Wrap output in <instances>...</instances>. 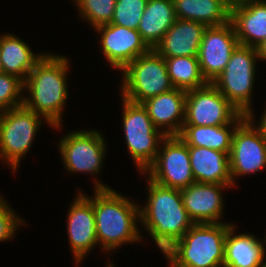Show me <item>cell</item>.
Instances as JSON below:
<instances>
[{"label": "cell", "instance_id": "1", "mask_svg": "<svg viewBox=\"0 0 266 267\" xmlns=\"http://www.w3.org/2000/svg\"><path fill=\"white\" fill-rule=\"evenodd\" d=\"M69 59L45 53L24 81L29 97L23 105L39 114L51 127H61L62 112L68 97L67 72Z\"/></svg>", "mask_w": 266, "mask_h": 267}, {"label": "cell", "instance_id": "2", "mask_svg": "<svg viewBox=\"0 0 266 267\" xmlns=\"http://www.w3.org/2000/svg\"><path fill=\"white\" fill-rule=\"evenodd\" d=\"M92 205L95 214L97 241L103 250L115 251L124 243L141 240L136 226L140 221V207L108 185L96 180Z\"/></svg>", "mask_w": 266, "mask_h": 267}, {"label": "cell", "instance_id": "3", "mask_svg": "<svg viewBox=\"0 0 266 267\" xmlns=\"http://www.w3.org/2000/svg\"><path fill=\"white\" fill-rule=\"evenodd\" d=\"M148 199L140 208V221L164 253L195 224L189 217L179 189L148 178Z\"/></svg>", "mask_w": 266, "mask_h": 267}, {"label": "cell", "instance_id": "4", "mask_svg": "<svg viewBox=\"0 0 266 267\" xmlns=\"http://www.w3.org/2000/svg\"><path fill=\"white\" fill-rule=\"evenodd\" d=\"M232 224H194L163 254L170 267H216L224 264L226 234Z\"/></svg>", "mask_w": 266, "mask_h": 267}, {"label": "cell", "instance_id": "5", "mask_svg": "<svg viewBox=\"0 0 266 267\" xmlns=\"http://www.w3.org/2000/svg\"><path fill=\"white\" fill-rule=\"evenodd\" d=\"M258 59L256 48L238 44L224 70L212 82L219 92L245 115L252 111V90Z\"/></svg>", "mask_w": 266, "mask_h": 267}, {"label": "cell", "instance_id": "6", "mask_svg": "<svg viewBox=\"0 0 266 267\" xmlns=\"http://www.w3.org/2000/svg\"><path fill=\"white\" fill-rule=\"evenodd\" d=\"M122 72L121 96L134 103H142L174 88L165 59L154 49L137 57Z\"/></svg>", "mask_w": 266, "mask_h": 267}, {"label": "cell", "instance_id": "7", "mask_svg": "<svg viewBox=\"0 0 266 267\" xmlns=\"http://www.w3.org/2000/svg\"><path fill=\"white\" fill-rule=\"evenodd\" d=\"M121 99L127 148L137 168L139 167L138 170L145 174L146 169L154 162L158 147L166 135L155 127L142 103Z\"/></svg>", "mask_w": 266, "mask_h": 267}, {"label": "cell", "instance_id": "8", "mask_svg": "<svg viewBox=\"0 0 266 267\" xmlns=\"http://www.w3.org/2000/svg\"><path fill=\"white\" fill-rule=\"evenodd\" d=\"M43 118L24 105L0 112V158L17 171L31 148Z\"/></svg>", "mask_w": 266, "mask_h": 267}, {"label": "cell", "instance_id": "9", "mask_svg": "<svg viewBox=\"0 0 266 267\" xmlns=\"http://www.w3.org/2000/svg\"><path fill=\"white\" fill-rule=\"evenodd\" d=\"M163 142V143H162ZM147 177L159 185L183 189L195 182L190 164L189 146L179 136H166Z\"/></svg>", "mask_w": 266, "mask_h": 267}, {"label": "cell", "instance_id": "10", "mask_svg": "<svg viewBox=\"0 0 266 267\" xmlns=\"http://www.w3.org/2000/svg\"><path fill=\"white\" fill-rule=\"evenodd\" d=\"M254 111L236 127L229 155L230 174L235 177L256 173L266 166V139L254 124Z\"/></svg>", "mask_w": 266, "mask_h": 267}, {"label": "cell", "instance_id": "11", "mask_svg": "<svg viewBox=\"0 0 266 267\" xmlns=\"http://www.w3.org/2000/svg\"><path fill=\"white\" fill-rule=\"evenodd\" d=\"M241 113L212 84L186 93L184 126H220Z\"/></svg>", "mask_w": 266, "mask_h": 267}, {"label": "cell", "instance_id": "12", "mask_svg": "<svg viewBox=\"0 0 266 267\" xmlns=\"http://www.w3.org/2000/svg\"><path fill=\"white\" fill-rule=\"evenodd\" d=\"M105 145V138L97 130L70 132L59 142L64 167L70 173H100L106 156Z\"/></svg>", "mask_w": 266, "mask_h": 267}, {"label": "cell", "instance_id": "13", "mask_svg": "<svg viewBox=\"0 0 266 267\" xmlns=\"http://www.w3.org/2000/svg\"><path fill=\"white\" fill-rule=\"evenodd\" d=\"M238 44L230 21L205 29L197 57L201 73L208 83H212L224 70Z\"/></svg>", "mask_w": 266, "mask_h": 267}, {"label": "cell", "instance_id": "14", "mask_svg": "<svg viewBox=\"0 0 266 267\" xmlns=\"http://www.w3.org/2000/svg\"><path fill=\"white\" fill-rule=\"evenodd\" d=\"M95 30L101 34L103 55L114 69L122 71L137 57L151 50L137 30L112 23L98 26Z\"/></svg>", "mask_w": 266, "mask_h": 267}, {"label": "cell", "instance_id": "15", "mask_svg": "<svg viewBox=\"0 0 266 267\" xmlns=\"http://www.w3.org/2000/svg\"><path fill=\"white\" fill-rule=\"evenodd\" d=\"M78 193L67 215L68 239L76 264L98 244L92 197Z\"/></svg>", "mask_w": 266, "mask_h": 267}, {"label": "cell", "instance_id": "16", "mask_svg": "<svg viewBox=\"0 0 266 267\" xmlns=\"http://www.w3.org/2000/svg\"><path fill=\"white\" fill-rule=\"evenodd\" d=\"M233 185L194 182L180 190L183 205L195 224L221 223L223 217V191Z\"/></svg>", "mask_w": 266, "mask_h": 267}, {"label": "cell", "instance_id": "17", "mask_svg": "<svg viewBox=\"0 0 266 267\" xmlns=\"http://www.w3.org/2000/svg\"><path fill=\"white\" fill-rule=\"evenodd\" d=\"M186 93L187 91L182 89L173 88L142 102L152 123L158 130L162 129V133L166 136H179L182 131Z\"/></svg>", "mask_w": 266, "mask_h": 267}, {"label": "cell", "instance_id": "18", "mask_svg": "<svg viewBox=\"0 0 266 267\" xmlns=\"http://www.w3.org/2000/svg\"><path fill=\"white\" fill-rule=\"evenodd\" d=\"M230 22L239 44L257 48L266 39V0H246L231 7Z\"/></svg>", "mask_w": 266, "mask_h": 267}, {"label": "cell", "instance_id": "19", "mask_svg": "<svg viewBox=\"0 0 266 267\" xmlns=\"http://www.w3.org/2000/svg\"><path fill=\"white\" fill-rule=\"evenodd\" d=\"M206 28L203 23L177 18L154 50L163 58L198 56Z\"/></svg>", "mask_w": 266, "mask_h": 267}, {"label": "cell", "instance_id": "20", "mask_svg": "<svg viewBox=\"0 0 266 267\" xmlns=\"http://www.w3.org/2000/svg\"><path fill=\"white\" fill-rule=\"evenodd\" d=\"M189 154L195 182L233 185L227 153L206 147L189 146Z\"/></svg>", "mask_w": 266, "mask_h": 267}, {"label": "cell", "instance_id": "21", "mask_svg": "<svg viewBox=\"0 0 266 267\" xmlns=\"http://www.w3.org/2000/svg\"><path fill=\"white\" fill-rule=\"evenodd\" d=\"M232 225L225 239L224 265L228 267H265V245L253 234L235 235Z\"/></svg>", "mask_w": 266, "mask_h": 267}, {"label": "cell", "instance_id": "22", "mask_svg": "<svg viewBox=\"0 0 266 267\" xmlns=\"http://www.w3.org/2000/svg\"><path fill=\"white\" fill-rule=\"evenodd\" d=\"M246 117L247 115L241 113L232 123L227 125L183 126L179 137L188 146L206 147L230 155L234 131Z\"/></svg>", "mask_w": 266, "mask_h": 267}, {"label": "cell", "instance_id": "23", "mask_svg": "<svg viewBox=\"0 0 266 267\" xmlns=\"http://www.w3.org/2000/svg\"><path fill=\"white\" fill-rule=\"evenodd\" d=\"M176 19L172 0H148L137 31L154 49Z\"/></svg>", "mask_w": 266, "mask_h": 267}, {"label": "cell", "instance_id": "24", "mask_svg": "<svg viewBox=\"0 0 266 267\" xmlns=\"http://www.w3.org/2000/svg\"><path fill=\"white\" fill-rule=\"evenodd\" d=\"M34 54L29 45L14 34L0 36V61L4 73L26 80L35 64L44 56Z\"/></svg>", "mask_w": 266, "mask_h": 267}, {"label": "cell", "instance_id": "25", "mask_svg": "<svg viewBox=\"0 0 266 267\" xmlns=\"http://www.w3.org/2000/svg\"><path fill=\"white\" fill-rule=\"evenodd\" d=\"M178 19L191 20L207 27L230 21V6L223 0H172Z\"/></svg>", "mask_w": 266, "mask_h": 267}, {"label": "cell", "instance_id": "26", "mask_svg": "<svg viewBox=\"0 0 266 267\" xmlns=\"http://www.w3.org/2000/svg\"><path fill=\"white\" fill-rule=\"evenodd\" d=\"M174 88L189 91L208 84L203 77L197 56L164 58Z\"/></svg>", "mask_w": 266, "mask_h": 267}, {"label": "cell", "instance_id": "27", "mask_svg": "<svg viewBox=\"0 0 266 267\" xmlns=\"http://www.w3.org/2000/svg\"><path fill=\"white\" fill-rule=\"evenodd\" d=\"M77 9L94 29L111 23L116 0H74Z\"/></svg>", "mask_w": 266, "mask_h": 267}, {"label": "cell", "instance_id": "28", "mask_svg": "<svg viewBox=\"0 0 266 267\" xmlns=\"http://www.w3.org/2000/svg\"><path fill=\"white\" fill-rule=\"evenodd\" d=\"M148 0H116L111 23L137 30Z\"/></svg>", "mask_w": 266, "mask_h": 267}, {"label": "cell", "instance_id": "29", "mask_svg": "<svg viewBox=\"0 0 266 267\" xmlns=\"http://www.w3.org/2000/svg\"><path fill=\"white\" fill-rule=\"evenodd\" d=\"M24 81L19 77L3 73L0 74V112L23 105Z\"/></svg>", "mask_w": 266, "mask_h": 267}, {"label": "cell", "instance_id": "30", "mask_svg": "<svg viewBox=\"0 0 266 267\" xmlns=\"http://www.w3.org/2000/svg\"><path fill=\"white\" fill-rule=\"evenodd\" d=\"M23 223L24 221L14 213L0 194V242L13 238L15 230L19 229L21 224L24 225Z\"/></svg>", "mask_w": 266, "mask_h": 267}, {"label": "cell", "instance_id": "31", "mask_svg": "<svg viewBox=\"0 0 266 267\" xmlns=\"http://www.w3.org/2000/svg\"><path fill=\"white\" fill-rule=\"evenodd\" d=\"M264 112L265 113L263 114V116H261V120L258 122V125L256 127L260 130L262 136L266 139V109Z\"/></svg>", "mask_w": 266, "mask_h": 267}, {"label": "cell", "instance_id": "32", "mask_svg": "<svg viewBox=\"0 0 266 267\" xmlns=\"http://www.w3.org/2000/svg\"><path fill=\"white\" fill-rule=\"evenodd\" d=\"M256 49L258 58L263 61L266 60V39Z\"/></svg>", "mask_w": 266, "mask_h": 267}, {"label": "cell", "instance_id": "33", "mask_svg": "<svg viewBox=\"0 0 266 267\" xmlns=\"http://www.w3.org/2000/svg\"><path fill=\"white\" fill-rule=\"evenodd\" d=\"M225 3H227L230 7L238 5L240 2L238 0H223Z\"/></svg>", "mask_w": 266, "mask_h": 267}, {"label": "cell", "instance_id": "34", "mask_svg": "<svg viewBox=\"0 0 266 267\" xmlns=\"http://www.w3.org/2000/svg\"><path fill=\"white\" fill-rule=\"evenodd\" d=\"M3 69H2V65H1V61H0V74H3Z\"/></svg>", "mask_w": 266, "mask_h": 267}, {"label": "cell", "instance_id": "35", "mask_svg": "<svg viewBox=\"0 0 266 267\" xmlns=\"http://www.w3.org/2000/svg\"><path fill=\"white\" fill-rule=\"evenodd\" d=\"M216 267H228V266H226V265H224V264H221V265L216 266Z\"/></svg>", "mask_w": 266, "mask_h": 267}, {"label": "cell", "instance_id": "36", "mask_svg": "<svg viewBox=\"0 0 266 267\" xmlns=\"http://www.w3.org/2000/svg\"><path fill=\"white\" fill-rule=\"evenodd\" d=\"M107 267H114L113 264L108 262V266Z\"/></svg>", "mask_w": 266, "mask_h": 267}]
</instances>
